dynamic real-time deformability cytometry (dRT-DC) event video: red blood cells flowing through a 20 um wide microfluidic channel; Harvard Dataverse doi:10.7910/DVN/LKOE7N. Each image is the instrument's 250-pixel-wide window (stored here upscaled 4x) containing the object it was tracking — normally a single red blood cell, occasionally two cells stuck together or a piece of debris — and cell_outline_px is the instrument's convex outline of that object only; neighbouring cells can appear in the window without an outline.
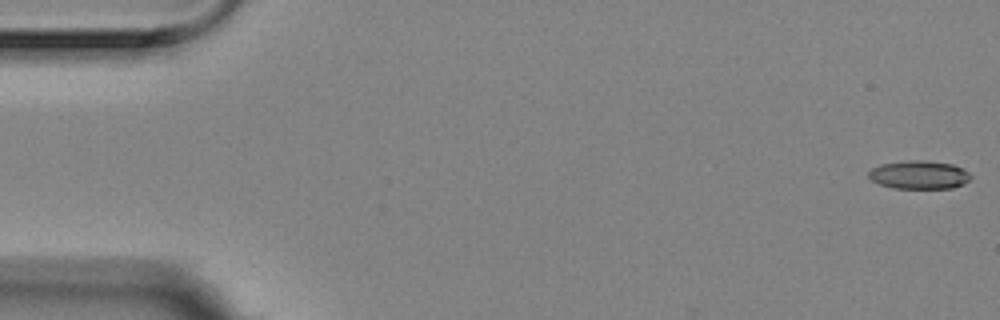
{"species": "Egyptian fruit bat (a non-hibernating species)", "species_latin": "Rousettus aegyptiacus", "temperature_condition": "room temperature", "stored_images_in_passage": 56, "camera_frame_rate_fps": 3000, "um_per_image_px": 0.085, "animal": {"sex": "female"}, "frame": {"image": 1, "passage_image": 1, "time_ms": 0.0, "image_size_px": [1000, 320], "cell_outline_px": [[972, 176], [964, 184], [952, 188], [892, 188], [880, 184], [872, 180], [868, 176], [868, 172], [872, 168], [880, 164], [908, 160], [928, 160], [952, 164], [968, 172]], "centroid_in_image_um": [78.11, 14.85], "position_along_channel_um": 6.9, "area_um2": 16.88}}
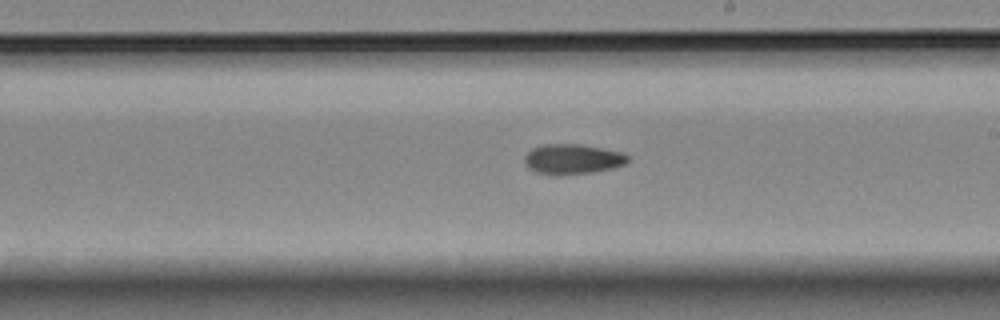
{"frame": {"image": 2, "passage_image": 32, "time_ms": 10.333, "image_size_px": [1000, 320], "cell_outline_px": [[628, 160], [624, 164], [612, 168], [592, 172], [556, 176], [536, 172], [528, 168], [524, 160], [524, 156], [532, 148], [544, 144], [580, 144], [624, 152], [628, 156]], "centroid_in_image_um": [48.64, 13.53], "position_along_channel_um": 240.4, "area_um2": 18.21}}
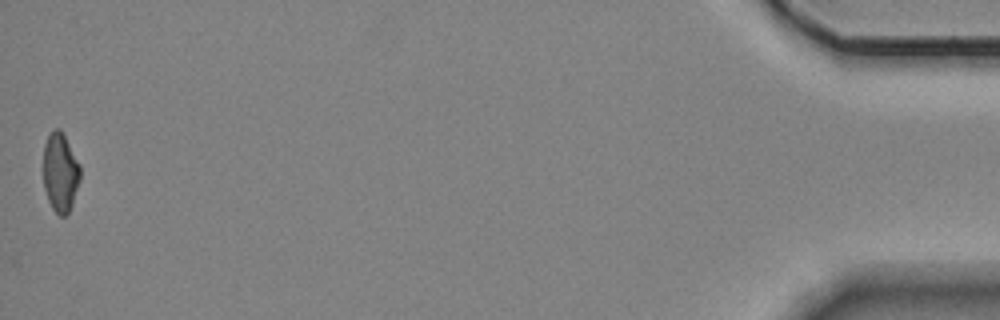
{"frame": {"image": 3, "passage_image": 56, "time_ms": 18.333, "image_size_px": [1000, 320], "cell_outline_px": [[80, 180], [72, 204], [68, 212], [64, 216], [60, 216], [52, 208], [48, 200], [44, 188], [44, 144], [48, 136], [56, 128], [60, 128], [80, 164]], "centroid_in_image_um": [5.13, 14.66], "position_along_channel_um": 430.1, "area_um2": 16.82}, "authors_computed_cell_mechanics": {"area_um2": 17.629, "velocity_mm_per_s": 3.5635, "shape_relaxation_time_tau1_ms": null, "shape_relaxation_time_tau2_ms": 7.0748, "deformation_change_tau1": null, "deformation_change_tau2": 0.1435}}